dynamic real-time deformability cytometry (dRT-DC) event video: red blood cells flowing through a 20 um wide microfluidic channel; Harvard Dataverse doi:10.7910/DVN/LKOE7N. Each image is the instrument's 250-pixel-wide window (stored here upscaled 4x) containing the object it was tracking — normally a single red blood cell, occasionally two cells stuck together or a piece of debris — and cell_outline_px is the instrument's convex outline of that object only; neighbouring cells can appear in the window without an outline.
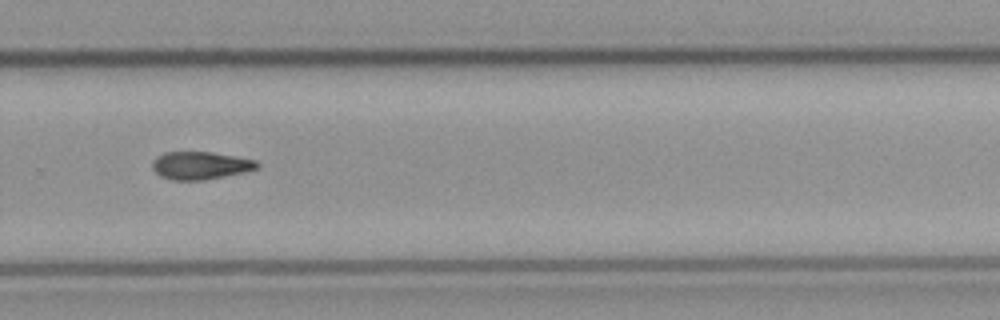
{"species": "common noctule bat (a hibernating species)", "species_latin": "Nyctalus noctula", "temperature_condition": "cold", "stored_images_in_passage": 41, "camera_frame_rate_fps": 3000, "um_per_image_px": 0.085, "animal": {"sex": "male", "body_mass_g": 23.1, "forearm_length_mm": 52.7}, "frame": {"image": 1, "passage_image": 23, "time_ms": 7.333, "image_size_px": [1000, 320], "cell_outline_px": [[260, 164], [256, 168], [244, 172], [224, 176], [200, 180], [172, 180], [160, 176], [152, 168], [152, 164], [156, 156], [164, 152], [212, 152], [236, 156], [256, 160]], "centroid_in_image_um": [17.01, 14.05], "position_along_channel_um": 312.8, "area_um2": 16.88}}
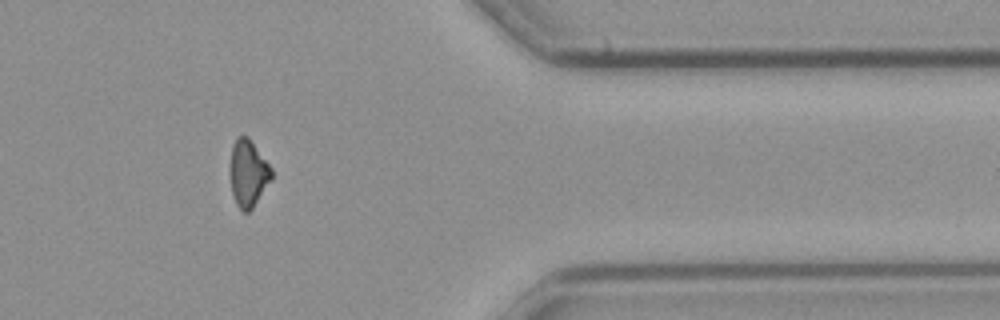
{"frame": {"image": 2, "passage_image": 31, "time_ms": 10.0, "image_size_px": [1000, 320], "cell_outline_px": [[272, 180], [252, 208], [248, 212], [244, 212], [236, 204], [232, 196], [232, 144], [236, 136], [248, 136], [272, 168]], "centroid_in_image_um": [21.13, 14.73], "position_along_channel_um": 390.3, "area_um2": 15.84}}
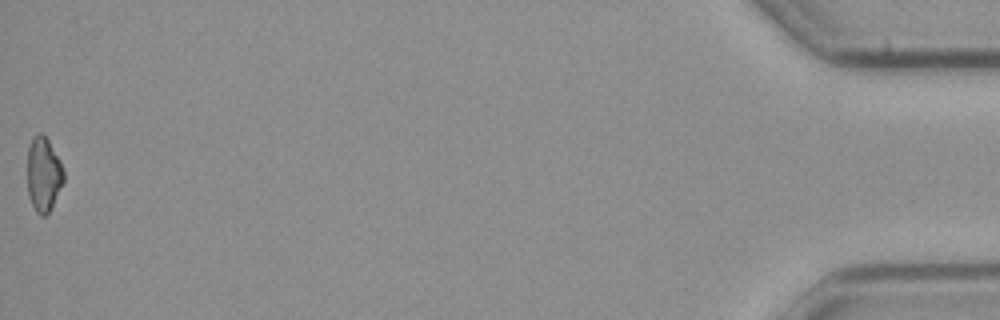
{"frame": {"image": 3, "passage_image": 41, "time_ms": 13.333, "image_size_px": [1000, 320], "cell_outline_px": [[64, 180], [48, 212], [44, 216], [40, 216], [36, 212], [28, 196], [28, 148], [32, 136], [40, 132], [48, 140], [60, 160], [64, 168]], "centroid_in_image_um": [3.69, 14.79], "position_along_channel_um": 431.5, "area_um2": 15.61}}